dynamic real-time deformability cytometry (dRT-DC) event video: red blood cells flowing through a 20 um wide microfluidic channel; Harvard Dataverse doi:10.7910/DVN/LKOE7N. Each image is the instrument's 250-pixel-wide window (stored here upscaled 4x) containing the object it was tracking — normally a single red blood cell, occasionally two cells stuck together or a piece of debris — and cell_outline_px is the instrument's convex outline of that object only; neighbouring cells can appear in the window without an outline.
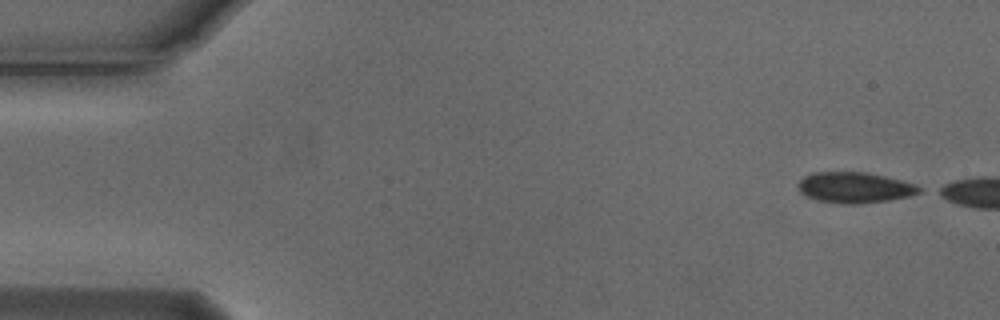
{"species": "Egyptian fruit bat (a non-hibernating species)", "species_latin": "Rousettus aegyptiacus", "temperature_condition": "cold", "stored_images_in_passage": 5, "segment_of_instrument_passage": [2, 2], "camera_frame_rate_fps": 3000, "um_per_image_px": 0.085, "animal": {"sex": "male"}, "frame": {"image": 1, "passage_image": 5, "time_ms": 1.333, "image_size_px": [1000, 320], "cell_outline_px": [[924, 188], [920, 192], [908, 196], [888, 200], [860, 204], [840, 204], [816, 200], [800, 192], [800, 180], [804, 176], [812, 172], [864, 172], [884, 176], [916, 184]], "centroid_in_image_um": [72.66, 15.94], "position_along_channel_um": 12.3, "area_um2": 21.62}}